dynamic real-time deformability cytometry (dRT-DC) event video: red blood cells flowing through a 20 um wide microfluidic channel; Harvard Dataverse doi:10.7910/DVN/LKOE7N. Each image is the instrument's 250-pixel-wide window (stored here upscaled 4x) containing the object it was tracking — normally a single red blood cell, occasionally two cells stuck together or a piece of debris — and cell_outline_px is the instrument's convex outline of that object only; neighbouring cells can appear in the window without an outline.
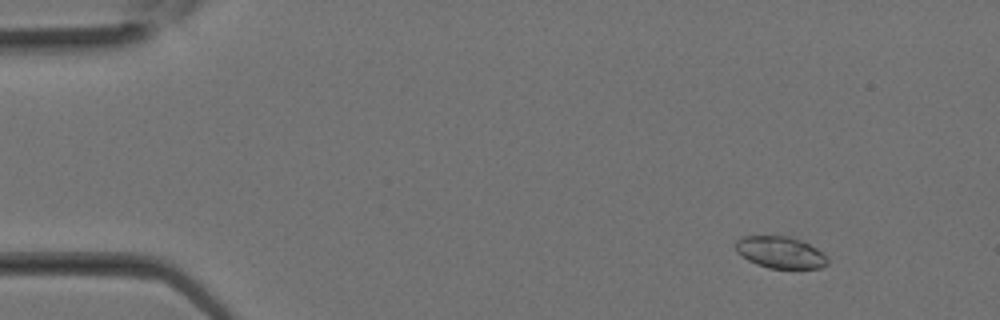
{"species": "Egyptian fruit bat (a non-hibernating species)", "species_latin": "Rousettus aegyptiacus", "temperature_condition": "room temperature", "stored_images_in_passage": 10, "camera_frame_rate_fps": 3000, "um_per_image_px": 0.085, "animal": {"sex": "female"}, "frame": {"image": 1, "passage_image": 4, "time_ms": 1.0, "image_size_px": [1000, 320], "cell_outline_px": [[828, 264], [820, 268], [768, 268], [756, 264], [748, 260], [736, 252], [736, 240], [740, 236], [788, 236], [800, 240], [816, 248], [828, 256]], "centroid_in_image_um": [66.32, 21.45], "position_along_channel_um": 18.7, "area_um2": 17.05}}